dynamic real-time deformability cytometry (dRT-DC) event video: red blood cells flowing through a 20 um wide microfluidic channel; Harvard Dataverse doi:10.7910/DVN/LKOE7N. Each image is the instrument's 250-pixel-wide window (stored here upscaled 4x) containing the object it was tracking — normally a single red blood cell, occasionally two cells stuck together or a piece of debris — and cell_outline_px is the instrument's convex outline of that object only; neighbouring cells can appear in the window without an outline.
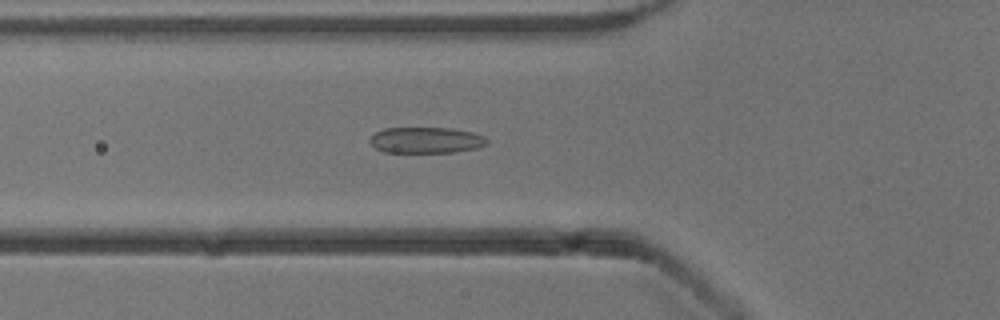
{"species": "common noctule bat (a hibernating species)", "species_latin": "Nyctalus noctula", "temperature_condition": "cold", "stored_images_in_passage": 53, "camera_frame_rate_fps": 3000, "um_per_image_px": 0.085, "animal": {"sex": "male", "body_mass_g": 13.3}, "frame": {"image": 1, "passage_image": 19, "time_ms": 6.0, "image_size_px": [1000, 320], "cell_outline_px": [[488, 144], [476, 148], [452, 152], [384, 152], [376, 148], [368, 140], [376, 132], [384, 128], [452, 128], [472, 132], [484, 136], [488, 140]], "centroid_in_image_um": [36.22, 11.91], "position_along_channel_um": 89.6, "area_um2": 17.69}}
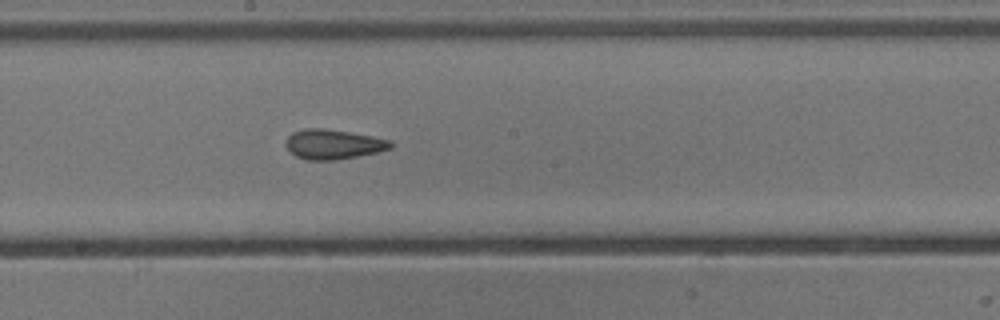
{"frame": {"image": 2, "passage_image": 29, "time_ms": 9.333, "image_size_px": [1000, 320], "cell_outline_px": [[392, 148], [376, 152], [356, 156], [332, 160], [308, 160], [296, 156], [288, 148], [288, 136], [292, 132], [304, 128], [324, 128], [372, 136], [388, 140], [392, 144]], "centroid_in_image_um": [28.32, 12.25], "position_along_channel_um": 219.9, "area_um2": 17.74}}
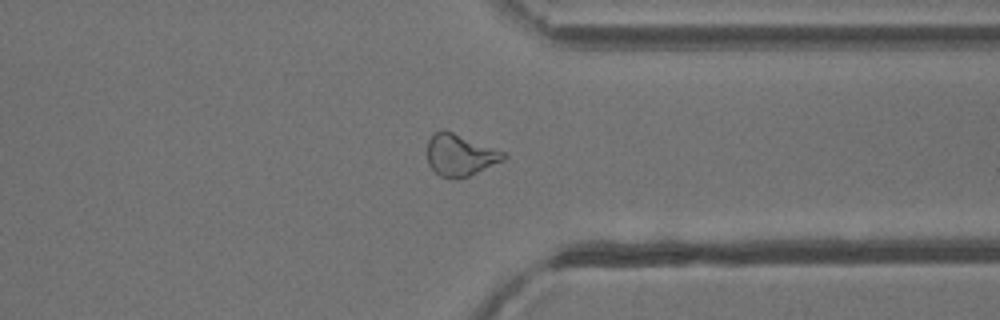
{"frame": {"image": 3, "passage_image": 41, "time_ms": 13.333, "image_size_px": [1000, 320], "cell_outline_px": [[508, 156], [504, 160], [468, 176], [456, 180], [440, 176], [428, 164], [428, 140], [436, 132], [444, 128], [504, 152]], "centroid_in_image_um": [39.1, 13.18], "position_along_channel_um": 372.3, "area_um2": 18.5}, "authors_computed_cell_mechanics": {"area_um2": 18.7272, "velocity_mm_per_s": 3.8731, "shape_relaxation_time_tau1_ms": 5.132, "shape_relaxation_time_tau2_ms": 2.3433, "deformation_change_tau1": 0.1224, "deformation_change_tau2": 0.1071}}